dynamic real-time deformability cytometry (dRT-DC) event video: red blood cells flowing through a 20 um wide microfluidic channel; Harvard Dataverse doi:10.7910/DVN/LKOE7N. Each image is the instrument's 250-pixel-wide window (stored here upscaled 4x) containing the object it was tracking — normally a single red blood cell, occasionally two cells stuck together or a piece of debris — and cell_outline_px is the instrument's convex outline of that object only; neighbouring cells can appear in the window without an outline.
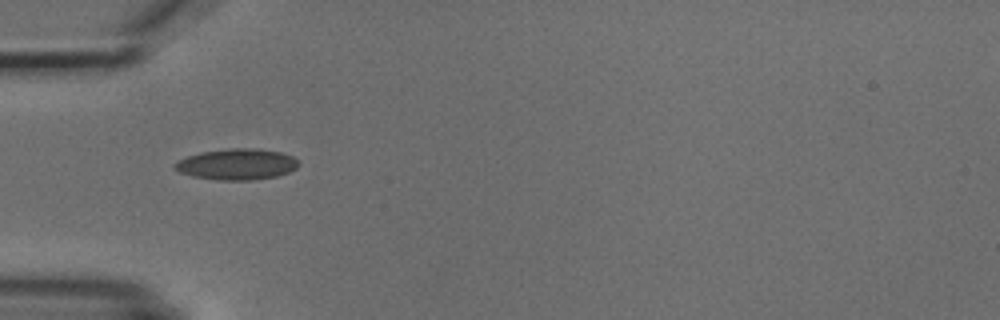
{"species": "common noctule bat (a hibernating species)", "species_latin": "Nyctalus noctula", "temperature_condition": "cold", "stored_images_in_passage": 4, "camera_frame_rate_fps": 3000, "um_per_image_px": 0.085, "animal": {"sex": "male", "body_mass_g": 18.8}, "frame": {"image": 1, "passage_image": 2, "time_ms": 1.333, "image_size_px": [1000, 320], "cell_outline_px": [[300, 164], [296, 168], [288, 172], [276, 176], [252, 180], [216, 180], [192, 176], [180, 172], [172, 168], [172, 164], [176, 160], [200, 152], [232, 148], [260, 148], [280, 152], [292, 156]], "centroid_in_image_um": [20.09, 13.96], "position_along_channel_um": 64.9, "area_um2": 22.54}}
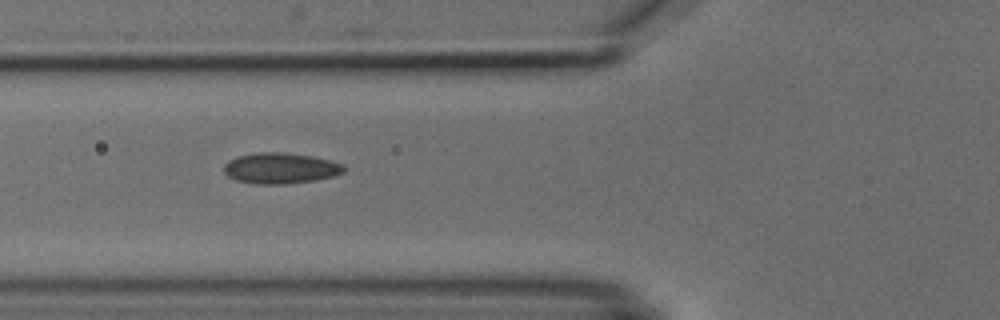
{"frame": {"image": 2, "passage_image": 3, "time_ms": 2.333, "image_size_px": [1000, 320], "cell_outline_px": [[344, 172], [332, 176], [316, 180], [284, 184], [256, 184], [236, 180], [228, 176], [224, 172], [224, 164], [228, 160], [236, 156], [260, 152], [280, 152], [312, 156], [344, 164]], "centroid_in_image_um": [23.81, 14.3], "position_along_channel_um": 102.0, "area_um2": 21.5}}
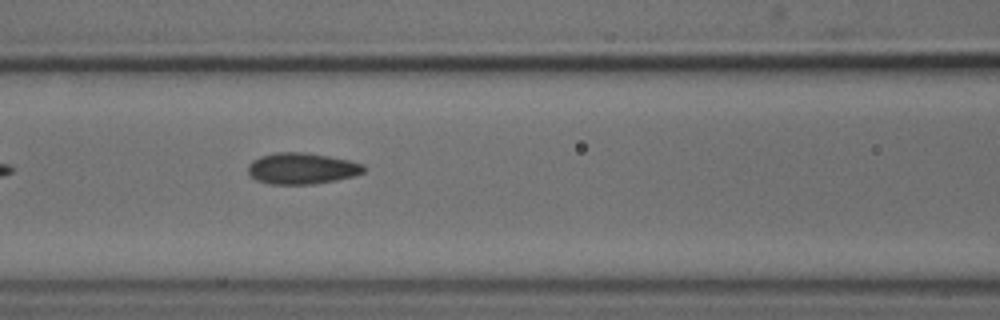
{"frame": {"image": 3, "passage_image": 4, "time_ms": 3.333, "image_size_px": [1000, 320], "cell_outline_px": [[368, 168], [364, 172], [352, 176], [336, 180], [312, 184], [268, 184], [256, 180], [248, 172], [248, 164], [252, 160], [260, 156], [276, 152], [308, 152], [348, 160], [364, 164]], "centroid_in_image_um": [25.66, 14.31], "position_along_channel_um": 140.9, "area_um2": 21.21}}